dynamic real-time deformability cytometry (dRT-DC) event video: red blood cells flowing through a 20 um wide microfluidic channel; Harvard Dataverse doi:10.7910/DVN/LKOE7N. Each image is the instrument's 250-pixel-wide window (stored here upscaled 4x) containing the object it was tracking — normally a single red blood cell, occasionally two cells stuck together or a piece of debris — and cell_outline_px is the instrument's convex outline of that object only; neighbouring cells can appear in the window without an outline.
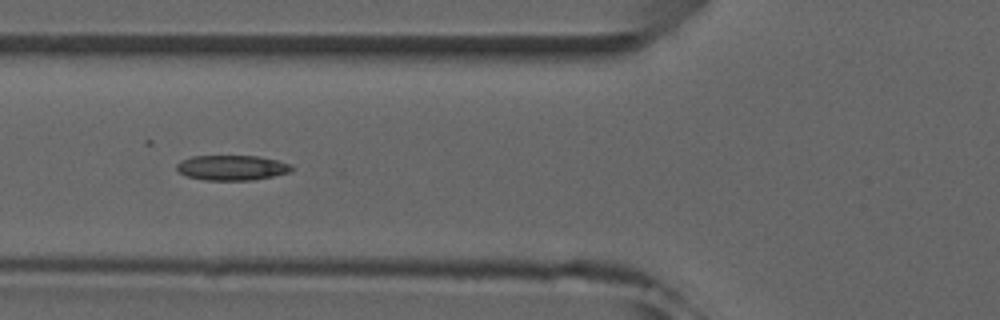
{"species": "common noctule bat (a hibernating species)", "species_latin": "Nyctalus noctula", "temperature_condition": "room temperature", "stored_images_in_passage": 9, "camera_frame_rate_fps": 3000, "um_per_image_px": 0.085, "animal": {"sex": "male", "forearm_length_mm": 52.5}, "frame": {"image": 1, "passage_image": 6, "time_ms": 5.667, "image_size_px": [1000, 320], "cell_outline_px": [[296, 168], [292, 172], [252, 180], [204, 180], [188, 176], [180, 172], [176, 168], [176, 164], [180, 160], [192, 156], [260, 156], [292, 164]], "centroid_in_image_um": [19.75, 14.25], "position_along_channel_um": 106.0, "area_um2": 16.94}}
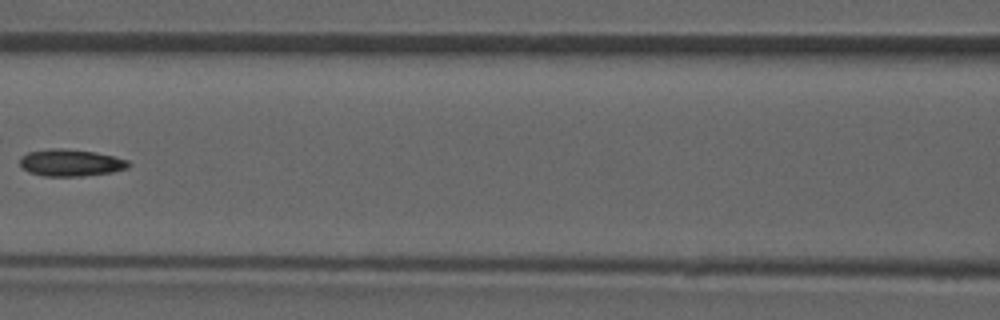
{"frame": {"image": 2, "passage_image": 7, "time_ms": 7.0, "image_size_px": [1000, 320], "cell_outline_px": [[132, 164], [128, 168], [112, 172], [80, 176], [44, 176], [28, 172], [20, 164], [20, 156], [28, 152], [48, 148], [64, 148], [96, 152], [128, 160]], "centroid_in_image_um": [6.01, 13.82], "position_along_channel_um": 160.6, "area_um2": 17.17}}